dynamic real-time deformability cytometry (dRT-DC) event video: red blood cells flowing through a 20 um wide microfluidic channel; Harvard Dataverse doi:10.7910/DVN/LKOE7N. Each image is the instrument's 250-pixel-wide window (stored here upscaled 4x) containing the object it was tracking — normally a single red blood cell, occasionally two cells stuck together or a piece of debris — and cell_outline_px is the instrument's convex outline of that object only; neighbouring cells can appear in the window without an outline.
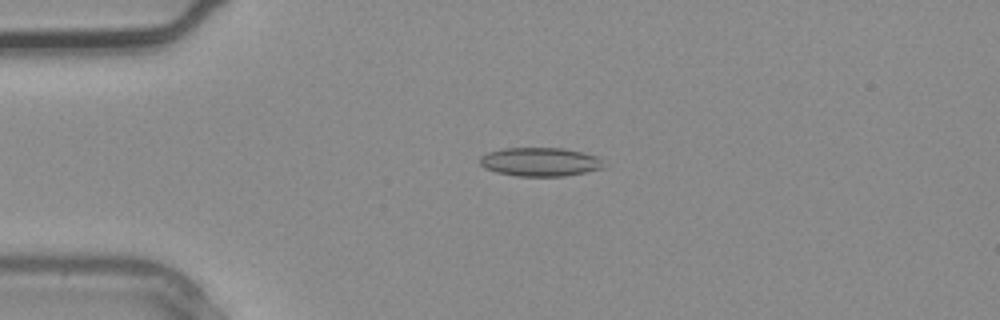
{"species": "common noctule bat (a hibernating species)", "species_latin": "Nyctalus noctula", "temperature_condition": "warm", "stored_images_in_passage": 2, "camera_frame_rate_fps": 3000, "um_per_image_px": 0.085, "animal": {"sex": "male", "body_mass_g": 20.4}, "frame": {"image": 1, "passage_image": 2, "time_ms": 0.333, "image_size_px": [1000, 320], "cell_outline_px": [[604, 168], [564, 176], [516, 176], [496, 172], [484, 168], [480, 164], [480, 156], [488, 152], [504, 148], [564, 148], [584, 152], [596, 156], [600, 160]], "centroid_in_image_um": [45.87, 13.75], "position_along_channel_um": 39.1, "area_um2": 20.69}}